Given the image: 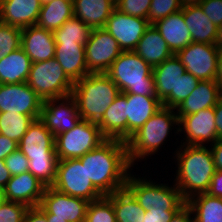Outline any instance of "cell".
Returning a JSON list of instances; mask_svg holds the SVG:
<instances>
[{
  "mask_svg": "<svg viewBox=\"0 0 222 222\" xmlns=\"http://www.w3.org/2000/svg\"><path fill=\"white\" fill-rule=\"evenodd\" d=\"M79 160L86 167L88 179L103 196L124 189L133 169L128 159L127 144L118 139H106Z\"/></svg>",
  "mask_w": 222,
  "mask_h": 222,
  "instance_id": "6da1fadb",
  "label": "cell"
},
{
  "mask_svg": "<svg viewBox=\"0 0 222 222\" xmlns=\"http://www.w3.org/2000/svg\"><path fill=\"white\" fill-rule=\"evenodd\" d=\"M174 154L176 176L174 184L185 201L206 193L216 171L211 148L208 145H179Z\"/></svg>",
  "mask_w": 222,
  "mask_h": 222,
  "instance_id": "7a4b0ae2",
  "label": "cell"
},
{
  "mask_svg": "<svg viewBox=\"0 0 222 222\" xmlns=\"http://www.w3.org/2000/svg\"><path fill=\"white\" fill-rule=\"evenodd\" d=\"M18 149L29 159L28 171L46 187H51L59 159L55 151V137L39 118L28 127Z\"/></svg>",
  "mask_w": 222,
  "mask_h": 222,
  "instance_id": "3957f363",
  "label": "cell"
},
{
  "mask_svg": "<svg viewBox=\"0 0 222 222\" xmlns=\"http://www.w3.org/2000/svg\"><path fill=\"white\" fill-rule=\"evenodd\" d=\"M175 125V127H174ZM177 125V128H176ZM176 135L179 134V118L175 109L162 107L144 125L134 133L127 141L128 159L134 167L136 161H143L147 157L155 155L160 147L165 145V141L172 129Z\"/></svg>",
  "mask_w": 222,
  "mask_h": 222,
  "instance_id": "277c9868",
  "label": "cell"
},
{
  "mask_svg": "<svg viewBox=\"0 0 222 222\" xmlns=\"http://www.w3.org/2000/svg\"><path fill=\"white\" fill-rule=\"evenodd\" d=\"M119 94V88L105 73L87 74L74 82L71 92L82 120L95 123Z\"/></svg>",
  "mask_w": 222,
  "mask_h": 222,
  "instance_id": "5b68a950",
  "label": "cell"
},
{
  "mask_svg": "<svg viewBox=\"0 0 222 222\" xmlns=\"http://www.w3.org/2000/svg\"><path fill=\"white\" fill-rule=\"evenodd\" d=\"M152 70L134 51H122L105 74L122 93L156 96Z\"/></svg>",
  "mask_w": 222,
  "mask_h": 222,
  "instance_id": "8992f818",
  "label": "cell"
},
{
  "mask_svg": "<svg viewBox=\"0 0 222 222\" xmlns=\"http://www.w3.org/2000/svg\"><path fill=\"white\" fill-rule=\"evenodd\" d=\"M135 176L137 175L129 174L125 188L145 211L152 208L165 209V212H177L186 204L175 184L170 187L166 183L158 184L152 179L147 180V176L141 178Z\"/></svg>",
  "mask_w": 222,
  "mask_h": 222,
  "instance_id": "52a82bcc",
  "label": "cell"
},
{
  "mask_svg": "<svg viewBox=\"0 0 222 222\" xmlns=\"http://www.w3.org/2000/svg\"><path fill=\"white\" fill-rule=\"evenodd\" d=\"M27 84L43 99L71 95L74 82L55 58L31 64Z\"/></svg>",
  "mask_w": 222,
  "mask_h": 222,
  "instance_id": "ba28073f",
  "label": "cell"
},
{
  "mask_svg": "<svg viewBox=\"0 0 222 222\" xmlns=\"http://www.w3.org/2000/svg\"><path fill=\"white\" fill-rule=\"evenodd\" d=\"M105 140L97 123L81 120L73 129L55 137V151L59 160L79 159Z\"/></svg>",
  "mask_w": 222,
  "mask_h": 222,
  "instance_id": "9c48e42d",
  "label": "cell"
},
{
  "mask_svg": "<svg viewBox=\"0 0 222 222\" xmlns=\"http://www.w3.org/2000/svg\"><path fill=\"white\" fill-rule=\"evenodd\" d=\"M52 187L62 193L83 198L89 202L103 197L88 179L86 167L79 159L58 161L56 178Z\"/></svg>",
  "mask_w": 222,
  "mask_h": 222,
  "instance_id": "30bf717a",
  "label": "cell"
},
{
  "mask_svg": "<svg viewBox=\"0 0 222 222\" xmlns=\"http://www.w3.org/2000/svg\"><path fill=\"white\" fill-rule=\"evenodd\" d=\"M122 50L104 28L92 29L85 43V58L89 74L106 73Z\"/></svg>",
  "mask_w": 222,
  "mask_h": 222,
  "instance_id": "8fae6325",
  "label": "cell"
},
{
  "mask_svg": "<svg viewBox=\"0 0 222 222\" xmlns=\"http://www.w3.org/2000/svg\"><path fill=\"white\" fill-rule=\"evenodd\" d=\"M89 201L46 187L37 206L46 218H62L66 222H85Z\"/></svg>",
  "mask_w": 222,
  "mask_h": 222,
  "instance_id": "7c38bea8",
  "label": "cell"
},
{
  "mask_svg": "<svg viewBox=\"0 0 222 222\" xmlns=\"http://www.w3.org/2000/svg\"><path fill=\"white\" fill-rule=\"evenodd\" d=\"M216 45L191 42L176 53L185 71L191 73L199 81L215 80L218 67Z\"/></svg>",
  "mask_w": 222,
  "mask_h": 222,
  "instance_id": "4fadbf2b",
  "label": "cell"
},
{
  "mask_svg": "<svg viewBox=\"0 0 222 222\" xmlns=\"http://www.w3.org/2000/svg\"><path fill=\"white\" fill-rule=\"evenodd\" d=\"M39 119L54 137L73 129L82 120L71 95L43 100Z\"/></svg>",
  "mask_w": 222,
  "mask_h": 222,
  "instance_id": "5bb4252c",
  "label": "cell"
},
{
  "mask_svg": "<svg viewBox=\"0 0 222 222\" xmlns=\"http://www.w3.org/2000/svg\"><path fill=\"white\" fill-rule=\"evenodd\" d=\"M43 99L27 84H0V113L13 112L40 117Z\"/></svg>",
  "mask_w": 222,
  "mask_h": 222,
  "instance_id": "9a60e30c",
  "label": "cell"
},
{
  "mask_svg": "<svg viewBox=\"0 0 222 222\" xmlns=\"http://www.w3.org/2000/svg\"><path fill=\"white\" fill-rule=\"evenodd\" d=\"M149 26L148 19L121 13L115 8L104 29L118 42L122 51H134Z\"/></svg>",
  "mask_w": 222,
  "mask_h": 222,
  "instance_id": "2e32d148",
  "label": "cell"
},
{
  "mask_svg": "<svg viewBox=\"0 0 222 222\" xmlns=\"http://www.w3.org/2000/svg\"><path fill=\"white\" fill-rule=\"evenodd\" d=\"M178 118L179 132H183L185 136L181 140V145L205 146V144L212 145L217 141L214 107Z\"/></svg>",
  "mask_w": 222,
  "mask_h": 222,
  "instance_id": "e0dca14e",
  "label": "cell"
},
{
  "mask_svg": "<svg viewBox=\"0 0 222 222\" xmlns=\"http://www.w3.org/2000/svg\"><path fill=\"white\" fill-rule=\"evenodd\" d=\"M185 72V67L176 54L153 67L155 94L164 107H177V83Z\"/></svg>",
  "mask_w": 222,
  "mask_h": 222,
  "instance_id": "ac0fdd59",
  "label": "cell"
},
{
  "mask_svg": "<svg viewBox=\"0 0 222 222\" xmlns=\"http://www.w3.org/2000/svg\"><path fill=\"white\" fill-rule=\"evenodd\" d=\"M46 186L29 171L11 176L6 187L1 192L4 199L37 207L40 204Z\"/></svg>",
  "mask_w": 222,
  "mask_h": 222,
  "instance_id": "d6986e66",
  "label": "cell"
},
{
  "mask_svg": "<svg viewBox=\"0 0 222 222\" xmlns=\"http://www.w3.org/2000/svg\"><path fill=\"white\" fill-rule=\"evenodd\" d=\"M21 47L32 63L55 57L56 42L53 32L42 29L37 25L22 29Z\"/></svg>",
  "mask_w": 222,
  "mask_h": 222,
  "instance_id": "ffe728a7",
  "label": "cell"
},
{
  "mask_svg": "<svg viewBox=\"0 0 222 222\" xmlns=\"http://www.w3.org/2000/svg\"><path fill=\"white\" fill-rule=\"evenodd\" d=\"M41 6L40 0H0V21L21 29L34 26Z\"/></svg>",
  "mask_w": 222,
  "mask_h": 222,
  "instance_id": "44dd1931",
  "label": "cell"
},
{
  "mask_svg": "<svg viewBox=\"0 0 222 222\" xmlns=\"http://www.w3.org/2000/svg\"><path fill=\"white\" fill-rule=\"evenodd\" d=\"M126 96L127 140L163 105L157 96L123 93Z\"/></svg>",
  "mask_w": 222,
  "mask_h": 222,
  "instance_id": "7402d4cb",
  "label": "cell"
},
{
  "mask_svg": "<svg viewBox=\"0 0 222 222\" xmlns=\"http://www.w3.org/2000/svg\"><path fill=\"white\" fill-rule=\"evenodd\" d=\"M222 96V91L216 80L199 81L192 93L175 110L177 116H187L202 109L215 107Z\"/></svg>",
  "mask_w": 222,
  "mask_h": 222,
  "instance_id": "603a6c76",
  "label": "cell"
},
{
  "mask_svg": "<svg viewBox=\"0 0 222 222\" xmlns=\"http://www.w3.org/2000/svg\"><path fill=\"white\" fill-rule=\"evenodd\" d=\"M54 58L73 82L89 74L85 58V45L81 43L56 42Z\"/></svg>",
  "mask_w": 222,
  "mask_h": 222,
  "instance_id": "cb8c5ba5",
  "label": "cell"
},
{
  "mask_svg": "<svg viewBox=\"0 0 222 222\" xmlns=\"http://www.w3.org/2000/svg\"><path fill=\"white\" fill-rule=\"evenodd\" d=\"M181 10L192 42L215 45L219 28L205 15L201 6L187 5Z\"/></svg>",
  "mask_w": 222,
  "mask_h": 222,
  "instance_id": "d4e9b609",
  "label": "cell"
},
{
  "mask_svg": "<svg viewBox=\"0 0 222 222\" xmlns=\"http://www.w3.org/2000/svg\"><path fill=\"white\" fill-rule=\"evenodd\" d=\"M153 25L166 41L173 54H176L179 50H182L192 42L182 10L170 14Z\"/></svg>",
  "mask_w": 222,
  "mask_h": 222,
  "instance_id": "484cf974",
  "label": "cell"
},
{
  "mask_svg": "<svg viewBox=\"0 0 222 222\" xmlns=\"http://www.w3.org/2000/svg\"><path fill=\"white\" fill-rule=\"evenodd\" d=\"M106 139L127 141L126 96L120 92L97 123Z\"/></svg>",
  "mask_w": 222,
  "mask_h": 222,
  "instance_id": "4316f807",
  "label": "cell"
},
{
  "mask_svg": "<svg viewBox=\"0 0 222 222\" xmlns=\"http://www.w3.org/2000/svg\"><path fill=\"white\" fill-rule=\"evenodd\" d=\"M116 0H73V16L91 29L104 28Z\"/></svg>",
  "mask_w": 222,
  "mask_h": 222,
  "instance_id": "83f0119b",
  "label": "cell"
},
{
  "mask_svg": "<svg viewBox=\"0 0 222 222\" xmlns=\"http://www.w3.org/2000/svg\"><path fill=\"white\" fill-rule=\"evenodd\" d=\"M152 68L163 63L173 55L159 31L150 25L134 50Z\"/></svg>",
  "mask_w": 222,
  "mask_h": 222,
  "instance_id": "f1b7e54d",
  "label": "cell"
},
{
  "mask_svg": "<svg viewBox=\"0 0 222 222\" xmlns=\"http://www.w3.org/2000/svg\"><path fill=\"white\" fill-rule=\"evenodd\" d=\"M31 64L22 47L7 54L0 60V84L27 82Z\"/></svg>",
  "mask_w": 222,
  "mask_h": 222,
  "instance_id": "f546056e",
  "label": "cell"
},
{
  "mask_svg": "<svg viewBox=\"0 0 222 222\" xmlns=\"http://www.w3.org/2000/svg\"><path fill=\"white\" fill-rule=\"evenodd\" d=\"M73 17V0H51L42 4L36 25L54 32Z\"/></svg>",
  "mask_w": 222,
  "mask_h": 222,
  "instance_id": "4dcf8cb0",
  "label": "cell"
},
{
  "mask_svg": "<svg viewBox=\"0 0 222 222\" xmlns=\"http://www.w3.org/2000/svg\"><path fill=\"white\" fill-rule=\"evenodd\" d=\"M186 204L196 222H222V198L200 193L192 196Z\"/></svg>",
  "mask_w": 222,
  "mask_h": 222,
  "instance_id": "1f68e13d",
  "label": "cell"
},
{
  "mask_svg": "<svg viewBox=\"0 0 222 222\" xmlns=\"http://www.w3.org/2000/svg\"><path fill=\"white\" fill-rule=\"evenodd\" d=\"M106 197L112 202L116 214V222L142 221V213H145V210L126 188Z\"/></svg>",
  "mask_w": 222,
  "mask_h": 222,
  "instance_id": "d6a6232c",
  "label": "cell"
},
{
  "mask_svg": "<svg viewBox=\"0 0 222 222\" xmlns=\"http://www.w3.org/2000/svg\"><path fill=\"white\" fill-rule=\"evenodd\" d=\"M33 121L34 119L30 115L1 112V134L19 143Z\"/></svg>",
  "mask_w": 222,
  "mask_h": 222,
  "instance_id": "836d02e7",
  "label": "cell"
},
{
  "mask_svg": "<svg viewBox=\"0 0 222 222\" xmlns=\"http://www.w3.org/2000/svg\"><path fill=\"white\" fill-rule=\"evenodd\" d=\"M91 28L80 19L72 17L53 32L55 42L81 43L85 45L89 39Z\"/></svg>",
  "mask_w": 222,
  "mask_h": 222,
  "instance_id": "e575fe53",
  "label": "cell"
},
{
  "mask_svg": "<svg viewBox=\"0 0 222 222\" xmlns=\"http://www.w3.org/2000/svg\"><path fill=\"white\" fill-rule=\"evenodd\" d=\"M85 222H116L112 202L106 196L91 201L87 208Z\"/></svg>",
  "mask_w": 222,
  "mask_h": 222,
  "instance_id": "d590c367",
  "label": "cell"
},
{
  "mask_svg": "<svg viewBox=\"0 0 222 222\" xmlns=\"http://www.w3.org/2000/svg\"><path fill=\"white\" fill-rule=\"evenodd\" d=\"M22 29L0 22V60L21 47Z\"/></svg>",
  "mask_w": 222,
  "mask_h": 222,
  "instance_id": "8d00e7d4",
  "label": "cell"
},
{
  "mask_svg": "<svg viewBox=\"0 0 222 222\" xmlns=\"http://www.w3.org/2000/svg\"><path fill=\"white\" fill-rule=\"evenodd\" d=\"M182 7L180 0H151L148 22L153 25L170 14L180 11Z\"/></svg>",
  "mask_w": 222,
  "mask_h": 222,
  "instance_id": "74e56055",
  "label": "cell"
},
{
  "mask_svg": "<svg viewBox=\"0 0 222 222\" xmlns=\"http://www.w3.org/2000/svg\"><path fill=\"white\" fill-rule=\"evenodd\" d=\"M151 0H116V9L134 17L148 19Z\"/></svg>",
  "mask_w": 222,
  "mask_h": 222,
  "instance_id": "f35d334b",
  "label": "cell"
},
{
  "mask_svg": "<svg viewBox=\"0 0 222 222\" xmlns=\"http://www.w3.org/2000/svg\"><path fill=\"white\" fill-rule=\"evenodd\" d=\"M28 206L4 200L0 206V222H23Z\"/></svg>",
  "mask_w": 222,
  "mask_h": 222,
  "instance_id": "ab89813d",
  "label": "cell"
},
{
  "mask_svg": "<svg viewBox=\"0 0 222 222\" xmlns=\"http://www.w3.org/2000/svg\"><path fill=\"white\" fill-rule=\"evenodd\" d=\"M4 161L11 176L19 175L29 170V159L19 149L7 156Z\"/></svg>",
  "mask_w": 222,
  "mask_h": 222,
  "instance_id": "60d3db41",
  "label": "cell"
},
{
  "mask_svg": "<svg viewBox=\"0 0 222 222\" xmlns=\"http://www.w3.org/2000/svg\"><path fill=\"white\" fill-rule=\"evenodd\" d=\"M198 82L199 80L189 72L181 75L177 83V106L192 93Z\"/></svg>",
  "mask_w": 222,
  "mask_h": 222,
  "instance_id": "b9f144b4",
  "label": "cell"
},
{
  "mask_svg": "<svg viewBox=\"0 0 222 222\" xmlns=\"http://www.w3.org/2000/svg\"><path fill=\"white\" fill-rule=\"evenodd\" d=\"M205 15L217 26L222 27V0H203L200 4Z\"/></svg>",
  "mask_w": 222,
  "mask_h": 222,
  "instance_id": "7bdbcfd3",
  "label": "cell"
},
{
  "mask_svg": "<svg viewBox=\"0 0 222 222\" xmlns=\"http://www.w3.org/2000/svg\"><path fill=\"white\" fill-rule=\"evenodd\" d=\"M176 212H165V209H150L142 213L141 222H169Z\"/></svg>",
  "mask_w": 222,
  "mask_h": 222,
  "instance_id": "ee69618b",
  "label": "cell"
},
{
  "mask_svg": "<svg viewBox=\"0 0 222 222\" xmlns=\"http://www.w3.org/2000/svg\"><path fill=\"white\" fill-rule=\"evenodd\" d=\"M19 147V143L15 140L8 138L7 136L0 135V159L4 160L11 153L16 151Z\"/></svg>",
  "mask_w": 222,
  "mask_h": 222,
  "instance_id": "f6af8a7d",
  "label": "cell"
},
{
  "mask_svg": "<svg viewBox=\"0 0 222 222\" xmlns=\"http://www.w3.org/2000/svg\"><path fill=\"white\" fill-rule=\"evenodd\" d=\"M206 193L211 196L222 198V171H215Z\"/></svg>",
  "mask_w": 222,
  "mask_h": 222,
  "instance_id": "bcb514c9",
  "label": "cell"
},
{
  "mask_svg": "<svg viewBox=\"0 0 222 222\" xmlns=\"http://www.w3.org/2000/svg\"><path fill=\"white\" fill-rule=\"evenodd\" d=\"M192 215L193 213L191 208L187 204H185L174 214L169 222H193L194 216Z\"/></svg>",
  "mask_w": 222,
  "mask_h": 222,
  "instance_id": "7dc6e473",
  "label": "cell"
},
{
  "mask_svg": "<svg viewBox=\"0 0 222 222\" xmlns=\"http://www.w3.org/2000/svg\"><path fill=\"white\" fill-rule=\"evenodd\" d=\"M215 164V169L222 171V139H218L214 144L209 145Z\"/></svg>",
  "mask_w": 222,
  "mask_h": 222,
  "instance_id": "c3c4849f",
  "label": "cell"
},
{
  "mask_svg": "<svg viewBox=\"0 0 222 222\" xmlns=\"http://www.w3.org/2000/svg\"><path fill=\"white\" fill-rule=\"evenodd\" d=\"M23 222H47V218L38 207H29Z\"/></svg>",
  "mask_w": 222,
  "mask_h": 222,
  "instance_id": "681fc988",
  "label": "cell"
},
{
  "mask_svg": "<svg viewBox=\"0 0 222 222\" xmlns=\"http://www.w3.org/2000/svg\"><path fill=\"white\" fill-rule=\"evenodd\" d=\"M217 140L222 139V96L214 107Z\"/></svg>",
  "mask_w": 222,
  "mask_h": 222,
  "instance_id": "f907efd6",
  "label": "cell"
},
{
  "mask_svg": "<svg viewBox=\"0 0 222 222\" xmlns=\"http://www.w3.org/2000/svg\"><path fill=\"white\" fill-rule=\"evenodd\" d=\"M11 179V174L6 168L5 161L0 159V192L4 190L7 182Z\"/></svg>",
  "mask_w": 222,
  "mask_h": 222,
  "instance_id": "816d5d0a",
  "label": "cell"
},
{
  "mask_svg": "<svg viewBox=\"0 0 222 222\" xmlns=\"http://www.w3.org/2000/svg\"><path fill=\"white\" fill-rule=\"evenodd\" d=\"M215 80L219 84L222 91V52L218 53V67H217V74H216Z\"/></svg>",
  "mask_w": 222,
  "mask_h": 222,
  "instance_id": "f5cc1de1",
  "label": "cell"
},
{
  "mask_svg": "<svg viewBox=\"0 0 222 222\" xmlns=\"http://www.w3.org/2000/svg\"><path fill=\"white\" fill-rule=\"evenodd\" d=\"M215 45L217 49L219 50V52H222V27L219 28L218 37H217V41Z\"/></svg>",
  "mask_w": 222,
  "mask_h": 222,
  "instance_id": "db71d44e",
  "label": "cell"
},
{
  "mask_svg": "<svg viewBox=\"0 0 222 222\" xmlns=\"http://www.w3.org/2000/svg\"><path fill=\"white\" fill-rule=\"evenodd\" d=\"M182 3V6L187 5H199L203 0H180Z\"/></svg>",
  "mask_w": 222,
  "mask_h": 222,
  "instance_id": "11a10c76",
  "label": "cell"
},
{
  "mask_svg": "<svg viewBox=\"0 0 222 222\" xmlns=\"http://www.w3.org/2000/svg\"><path fill=\"white\" fill-rule=\"evenodd\" d=\"M47 222H66L62 218H47Z\"/></svg>",
  "mask_w": 222,
  "mask_h": 222,
  "instance_id": "9f6ffc18",
  "label": "cell"
},
{
  "mask_svg": "<svg viewBox=\"0 0 222 222\" xmlns=\"http://www.w3.org/2000/svg\"><path fill=\"white\" fill-rule=\"evenodd\" d=\"M4 200H5V199H4L3 195H2V193L0 192V206H1V204H2V202H3Z\"/></svg>",
  "mask_w": 222,
  "mask_h": 222,
  "instance_id": "6f0895ef",
  "label": "cell"
},
{
  "mask_svg": "<svg viewBox=\"0 0 222 222\" xmlns=\"http://www.w3.org/2000/svg\"><path fill=\"white\" fill-rule=\"evenodd\" d=\"M40 1H41L42 4H45V3H47V2H49L51 0H40Z\"/></svg>",
  "mask_w": 222,
  "mask_h": 222,
  "instance_id": "680465c9",
  "label": "cell"
}]
</instances>
